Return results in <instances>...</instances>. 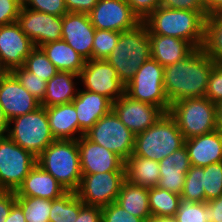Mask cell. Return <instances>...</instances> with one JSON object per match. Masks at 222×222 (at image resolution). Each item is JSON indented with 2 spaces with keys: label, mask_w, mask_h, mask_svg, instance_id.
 <instances>
[{
  "label": "cell",
  "mask_w": 222,
  "mask_h": 222,
  "mask_svg": "<svg viewBox=\"0 0 222 222\" xmlns=\"http://www.w3.org/2000/svg\"><path fill=\"white\" fill-rule=\"evenodd\" d=\"M121 32L96 29L92 46V59L106 60L117 46Z\"/></svg>",
  "instance_id": "d590c367"
},
{
  "label": "cell",
  "mask_w": 222,
  "mask_h": 222,
  "mask_svg": "<svg viewBox=\"0 0 222 222\" xmlns=\"http://www.w3.org/2000/svg\"><path fill=\"white\" fill-rule=\"evenodd\" d=\"M55 140H78V119L73 103L46 107Z\"/></svg>",
  "instance_id": "484cf974"
},
{
  "label": "cell",
  "mask_w": 222,
  "mask_h": 222,
  "mask_svg": "<svg viewBox=\"0 0 222 222\" xmlns=\"http://www.w3.org/2000/svg\"><path fill=\"white\" fill-rule=\"evenodd\" d=\"M125 177L133 185L155 187L160 179L159 161L131 155L125 161Z\"/></svg>",
  "instance_id": "83f0119b"
},
{
  "label": "cell",
  "mask_w": 222,
  "mask_h": 222,
  "mask_svg": "<svg viewBox=\"0 0 222 222\" xmlns=\"http://www.w3.org/2000/svg\"><path fill=\"white\" fill-rule=\"evenodd\" d=\"M37 157L24 150L6 134L0 135V184L16 191L36 165Z\"/></svg>",
  "instance_id": "30bf717a"
},
{
  "label": "cell",
  "mask_w": 222,
  "mask_h": 222,
  "mask_svg": "<svg viewBox=\"0 0 222 222\" xmlns=\"http://www.w3.org/2000/svg\"><path fill=\"white\" fill-rule=\"evenodd\" d=\"M34 48L33 41L22 31L18 22L0 26V57L9 72L22 67Z\"/></svg>",
  "instance_id": "e0dca14e"
},
{
  "label": "cell",
  "mask_w": 222,
  "mask_h": 222,
  "mask_svg": "<svg viewBox=\"0 0 222 222\" xmlns=\"http://www.w3.org/2000/svg\"><path fill=\"white\" fill-rule=\"evenodd\" d=\"M6 135L35 157H38L55 140L44 106L8 121Z\"/></svg>",
  "instance_id": "8992f818"
},
{
  "label": "cell",
  "mask_w": 222,
  "mask_h": 222,
  "mask_svg": "<svg viewBox=\"0 0 222 222\" xmlns=\"http://www.w3.org/2000/svg\"><path fill=\"white\" fill-rule=\"evenodd\" d=\"M95 31L89 14L67 12L63 15L62 40L68 43L85 60L92 59Z\"/></svg>",
  "instance_id": "d6986e66"
},
{
  "label": "cell",
  "mask_w": 222,
  "mask_h": 222,
  "mask_svg": "<svg viewBox=\"0 0 222 222\" xmlns=\"http://www.w3.org/2000/svg\"><path fill=\"white\" fill-rule=\"evenodd\" d=\"M181 199L190 202H205L203 167L190 166L185 176Z\"/></svg>",
  "instance_id": "e575fe53"
},
{
  "label": "cell",
  "mask_w": 222,
  "mask_h": 222,
  "mask_svg": "<svg viewBox=\"0 0 222 222\" xmlns=\"http://www.w3.org/2000/svg\"><path fill=\"white\" fill-rule=\"evenodd\" d=\"M11 73L16 77L19 83L40 103L45 97L46 81L44 78H38L33 73L26 70L23 66L14 68Z\"/></svg>",
  "instance_id": "74e56055"
},
{
  "label": "cell",
  "mask_w": 222,
  "mask_h": 222,
  "mask_svg": "<svg viewBox=\"0 0 222 222\" xmlns=\"http://www.w3.org/2000/svg\"><path fill=\"white\" fill-rule=\"evenodd\" d=\"M190 166L188 152L184 145L159 162L160 179L157 187L181 195Z\"/></svg>",
  "instance_id": "7402d4cb"
},
{
  "label": "cell",
  "mask_w": 222,
  "mask_h": 222,
  "mask_svg": "<svg viewBox=\"0 0 222 222\" xmlns=\"http://www.w3.org/2000/svg\"><path fill=\"white\" fill-rule=\"evenodd\" d=\"M23 5L34 11L56 16H63L68 12L64 0H26Z\"/></svg>",
  "instance_id": "ab89813d"
},
{
  "label": "cell",
  "mask_w": 222,
  "mask_h": 222,
  "mask_svg": "<svg viewBox=\"0 0 222 222\" xmlns=\"http://www.w3.org/2000/svg\"><path fill=\"white\" fill-rule=\"evenodd\" d=\"M16 203L15 191H6L0 196V222H6L12 206Z\"/></svg>",
  "instance_id": "681fc988"
},
{
  "label": "cell",
  "mask_w": 222,
  "mask_h": 222,
  "mask_svg": "<svg viewBox=\"0 0 222 222\" xmlns=\"http://www.w3.org/2000/svg\"><path fill=\"white\" fill-rule=\"evenodd\" d=\"M215 63L202 48H195L183 60L164 67V90L169 103L205 97Z\"/></svg>",
  "instance_id": "6da1fadb"
},
{
  "label": "cell",
  "mask_w": 222,
  "mask_h": 222,
  "mask_svg": "<svg viewBox=\"0 0 222 222\" xmlns=\"http://www.w3.org/2000/svg\"><path fill=\"white\" fill-rule=\"evenodd\" d=\"M36 164L51 174L67 191H76L82 172L78 140H54L38 157Z\"/></svg>",
  "instance_id": "277c9868"
},
{
  "label": "cell",
  "mask_w": 222,
  "mask_h": 222,
  "mask_svg": "<svg viewBox=\"0 0 222 222\" xmlns=\"http://www.w3.org/2000/svg\"><path fill=\"white\" fill-rule=\"evenodd\" d=\"M164 67L155 59H148L125 86V94L132 99L160 107L165 113L170 103L164 90Z\"/></svg>",
  "instance_id": "ba28073f"
},
{
  "label": "cell",
  "mask_w": 222,
  "mask_h": 222,
  "mask_svg": "<svg viewBox=\"0 0 222 222\" xmlns=\"http://www.w3.org/2000/svg\"><path fill=\"white\" fill-rule=\"evenodd\" d=\"M80 88L107 97L112 103L125 94L114 67L106 60H86L79 73Z\"/></svg>",
  "instance_id": "7c38bea8"
},
{
  "label": "cell",
  "mask_w": 222,
  "mask_h": 222,
  "mask_svg": "<svg viewBox=\"0 0 222 222\" xmlns=\"http://www.w3.org/2000/svg\"><path fill=\"white\" fill-rule=\"evenodd\" d=\"M80 88L79 75L58 71L46 83L45 97L41 106L49 107L71 103Z\"/></svg>",
  "instance_id": "d4e9b609"
},
{
  "label": "cell",
  "mask_w": 222,
  "mask_h": 222,
  "mask_svg": "<svg viewBox=\"0 0 222 222\" xmlns=\"http://www.w3.org/2000/svg\"><path fill=\"white\" fill-rule=\"evenodd\" d=\"M80 211V199L74 191H68L58 199L52 200L50 222H75Z\"/></svg>",
  "instance_id": "1f68e13d"
},
{
  "label": "cell",
  "mask_w": 222,
  "mask_h": 222,
  "mask_svg": "<svg viewBox=\"0 0 222 222\" xmlns=\"http://www.w3.org/2000/svg\"><path fill=\"white\" fill-rule=\"evenodd\" d=\"M174 218L176 222H208L205 202H190L181 199Z\"/></svg>",
  "instance_id": "f35d334b"
},
{
  "label": "cell",
  "mask_w": 222,
  "mask_h": 222,
  "mask_svg": "<svg viewBox=\"0 0 222 222\" xmlns=\"http://www.w3.org/2000/svg\"><path fill=\"white\" fill-rule=\"evenodd\" d=\"M205 211L208 214V222H222V195L205 202Z\"/></svg>",
  "instance_id": "c3c4849f"
},
{
  "label": "cell",
  "mask_w": 222,
  "mask_h": 222,
  "mask_svg": "<svg viewBox=\"0 0 222 222\" xmlns=\"http://www.w3.org/2000/svg\"><path fill=\"white\" fill-rule=\"evenodd\" d=\"M40 48L58 71L79 75L84 67L86 60L62 39L43 44Z\"/></svg>",
  "instance_id": "4316f807"
},
{
  "label": "cell",
  "mask_w": 222,
  "mask_h": 222,
  "mask_svg": "<svg viewBox=\"0 0 222 222\" xmlns=\"http://www.w3.org/2000/svg\"><path fill=\"white\" fill-rule=\"evenodd\" d=\"M147 222H176L174 217H151Z\"/></svg>",
  "instance_id": "11a10c76"
},
{
  "label": "cell",
  "mask_w": 222,
  "mask_h": 222,
  "mask_svg": "<svg viewBox=\"0 0 222 222\" xmlns=\"http://www.w3.org/2000/svg\"><path fill=\"white\" fill-rule=\"evenodd\" d=\"M21 6L18 0H0V26L17 22Z\"/></svg>",
  "instance_id": "7bdbcfd3"
},
{
  "label": "cell",
  "mask_w": 222,
  "mask_h": 222,
  "mask_svg": "<svg viewBox=\"0 0 222 222\" xmlns=\"http://www.w3.org/2000/svg\"><path fill=\"white\" fill-rule=\"evenodd\" d=\"M68 191L51 174L36 164L15 191L16 197L58 199Z\"/></svg>",
  "instance_id": "44dd1931"
},
{
  "label": "cell",
  "mask_w": 222,
  "mask_h": 222,
  "mask_svg": "<svg viewBox=\"0 0 222 222\" xmlns=\"http://www.w3.org/2000/svg\"><path fill=\"white\" fill-rule=\"evenodd\" d=\"M0 105L8 121L41 106L11 72L0 80Z\"/></svg>",
  "instance_id": "ac0fdd59"
},
{
  "label": "cell",
  "mask_w": 222,
  "mask_h": 222,
  "mask_svg": "<svg viewBox=\"0 0 222 222\" xmlns=\"http://www.w3.org/2000/svg\"><path fill=\"white\" fill-rule=\"evenodd\" d=\"M23 67L38 78H44L47 82L57 72V68L47 58L40 47H35L25 59Z\"/></svg>",
  "instance_id": "836d02e7"
},
{
  "label": "cell",
  "mask_w": 222,
  "mask_h": 222,
  "mask_svg": "<svg viewBox=\"0 0 222 222\" xmlns=\"http://www.w3.org/2000/svg\"><path fill=\"white\" fill-rule=\"evenodd\" d=\"M216 130L222 134V101L216 104Z\"/></svg>",
  "instance_id": "f5cc1de1"
},
{
  "label": "cell",
  "mask_w": 222,
  "mask_h": 222,
  "mask_svg": "<svg viewBox=\"0 0 222 222\" xmlns=\"http://www.w3.org/2000/svg\"><path fill=\"white\" fill-rule=\"evenodd\" d=\"M125 211L147 222L152 216L149 209L148 188L125 180L115 201Z\"/></svg>",
  "instance_id": "f1b7e54d"
},
{
  "label": "cell",
  "mask_w": 222,
  "mask_h": 222,
  "mask_svg": "<svg viewBox=\"0 0 222 222\" xmlns=\"http://www.w3.org/2000/svg\"><path fill=\"white\" fill-rule=\"evenodd\" d=\"M17 22L35 47L62 39L63 16L34 11L22 4Z\"/></svg>",
  "instance_id": "5bb4252c"
},
{
  "label": "cell",
  "mask_w": 222,
  "mask_h": 222,
  "mask_svg": "<svg viewBox=\"0 0 222 222\" xmlns=\"http://www.w3.org/2000/svg\"><path fill=\"white\" fill-rule=\"evenodd\" d=\"M68 12L89 14L98 0H64Z\"/></svg>",
  "instance_id": "7dc6e473"
},
{
  "label": "cell",
  "mask_w": 222,
  "mask_h": 222,
  "mask_svg": "<svg viewBox=\"0 0 222 222\" xmlns=\"http://www.w3.org/2000/svg\"><path fill=\"white\" fill-rule=\"evenodd\" d=\"M207 15L222 12V0H201Z\"/></svg>",
  "instance_id": "816d5d0a"
},
{
  "label": "cell",
  "mask_w": 222,
  "mask_h": 222,
  "mask_svg": "<svg viewBox=\"0 0 222 222\" xmlns=\"http://www.w3.org/2000/svg\"><path fill=\"white\" fill-rule=\"evenodd\" d=\"M190 164L205 167L222 162V134L217 130L185 140Z\"/></svg>",
  "instance_id": "603a6c76"
},
{
  "label": "cell",
  "mask_w": 222,
  "mask_h": 222,
  "mask_svg": "<svg viewBox=\"0 0 222 222\" xmlns=\"http://www.w3.org/2000/svg\"><path fill=\"white\" fill-rule=\"evenodd\" d=\"M89 17L95 29L116 32L131 30L142 22L125 0H98Z\"/></svg>",
  "instance_id": "4fadbf2b"
},
{
  "label": "cell",
  "mask_w": 222,
  "mask_h": 222,
  "mask_svg": "<svg viewBox=\"0 0 222 222\" xmlns=\"http://www.w3.org/2000/svg\"><path fill=\"white\" fill-rule=\"evenodd\" d=\"M174 118L185 140L216 130V104L207 97L186 98L170 104Z\"/></svg>",
  "instance_id": "52a82bcc"
},
{
  "label": "cell",
  "mask_w": 222,
  "mask_h": 222,
  "mask_svg": "<svg viewBox=\"0 0 222 222\" xmlns=\"http://www.w3.org/2000/svg\"><path fill=\"white\" fill-rule=\"evenodd\" d=\"M148 198L152 217H175L181 195L155 186L148 188Z\"/></svg>",
  "instance_id": "4dcf8cb0"
},
{
  "label": "cell",
  "mask_w": 222,
  "mask_h": 222,
  "mask_svg": "<svg viewBox=\"0 0 222 222\" xmlns=\"http://www.w3.org/2000/svg\"><path fill=\"white\" fill-rule=\"evenodd\" d=\"M132 11L143 21L151 12L160 6L161 0H125Z\"/></svg>",
  "instance_id": "ee69618b"
},
{
  "label": "cell",
  "mask_w": 222,
  "mask_h": 222,
  "mask_svg": "<svg viewBox=\"0 0 222 222\" xmlns=\"http://www.w3.org/2000/svg\"><path fill=\"white\" fill-rule=\"evenodd\" d=\"M72 103L77 113L78 139L112 110V102L107 97L81 88Z\"/></svg>",
  "instance_id": "ffe728a7"
},
{
  "label": "cell",
  "mask_w": 222,
  "mask_h": 222,
  "mask_svg": "<svg viewBox=\"0 0 222 222\" xmlns=\"http://www.w3.org/2000/svg\"><path fill=\"white\" fill-rule=\"evenodd\" d=\"M9 73L8 69L4 66L0 57V80Z\"/></svg>",
  "instance_id": "9f6ffc18"
},
{
  "label": "cell",
  "mask_w": 222,
  "mask_h": 222,
  "mask_svg": "<svg viewBox=\"0 0 222 222\" xmlns=\"http://www.w3.org/2000/svg\"><path fill=\"white\" fill-rule=\"evenodd\" d=\"M26 222H50L52 200L38 197H16Z\"/></svg>",
  "instance_id": "d6a6232c"
},
{
  "label": "cell",
  "mask_w": 222,
  "mask_h": 222,
  "mask_svg": "<svg viewBox=\"0 0 222 222\" xmlns=\"http://www.w3.org/2000/svg\"><path fill=\"white\" fill-rule=\"evenodd\" d=\"M185 144V138L176 121L168 113L144 132L135 135L132 155L161 161Z\"/></svg>",
  "instance_id": "5b68a950"
},
{
  "label": "cell",
  "mask_w": 222,
  "mask_h": 222,
  "mask_svg": "<svg viewBox=\"0 0 222 222\" xmlns=\"http://www.w3.org/2000/svg\"><path fill=\"white\" fill-rule=\"evenodd\" d=\"M75 222H102L101 208L85 205L80 200L79 216Z\"/></svg>",
  "instance_id": "bcb514c9"
},
{
  "label": "cell",
  "mask_w": 222,
  "mask_h": 222,
  "mask_svg": "<svg viewBox=\"0 0 222 222\" xmlns=\"http://www.w3.org/2000/svg\"><path fill=\"white\" fill-rule=\"evenodd\" d=\"M125 180V172L86 174L75 192L85 205L103 208L116 201Z\"/></svg>",
  "instance_id": "8fae6325"
},
{
  "label": "cell",
  "mask_w": 222,
  "mask_h": 222,
  "mask_svg": "<svg viewBox=\"0 0 222 222\" xmlns=\"http://www.w3.org/2000/svg\"><path fill=\"white\" fill-rule=\"evenodd\" d=\"M8 128V120L5 117L2 107L0 105V135H5Z\"/></svg>",
  "instance_id": "db71d44e"
},
{
  "label": "cell",
  "mask_w": 222,
  "mask_h": 222,
  "mask_svg": "<svg viewBox=\"0 0 222 222\" xmlns=\"http://www.w3.org/2000/svg\"><path fill=\"white\" fill-rule=\"evenodd\" d=\"M82 175L105 172H125V161L117 154L89 140L78 139Z\"/></svg>",
  "instance_id": "2e32d148"
},
{
  "label": "cell",
  "mask_w": 222,
  "mask_h": 222,
  "mask_svg": "<svg viewBox=\"0 0 222 222\" xmlns=\"http://www.w3.org/2000/svg\"><path fill=\"white\" fill-rule=\"evenodd\" d=\"M20 3L24 4L26 0H18Z\"/></svg>",
  "instance_id": "680465c9"
},
{
  "label": "cell",
  "mask_w": 222,
  "mask_h": 222,
  "mask_svg": "<svg viewBox=\"0 0 222 222\" xmlns=\"http://www.w3.org/2000/svg\"><path fill=\"white\" fill-rule=\"evenodd\" d=\"M102 222H145L125 211L116 202L101 208Z\"/></svg>",
  "instance_id": "60d3db41"
},
{
  "label": "cell",
  "mask_w": 222,
  "mask_h": 222,
  "mask_svg": "<svg viewBox=\"0 0 222 222\" xmlns=\"http://www.w3.org/2000/svg\"><path fill=\"white\" fill-rule=\"evenodd\" d=\"M84 135L124 161L133 154L135 134L120 121L113 110L101 117Z\"/></svg>",
  "instance_id": "9c48e42d"
},
{
  "label": "cell",
  "mask_w": 222,
  "mask_h": 222,
  "mask_svg": "<svg viewBox=\"0 0 222 222\" xmlns=\"http://www.w3.org/2000/svg\"><path fill=\"white\" fill-rule=\"evenodd\" d=\"M206 17L207 12L169 9L159 6L142 22L147 26L149 34L184 39L194 48H202Z\"/></svg>",
  "instance_id": "7a4b0ae2"
},
{
  "label": "cell",
  "mask_w": 222,
  "mask_h": 222,
  "mask_svg": "<svg viewBox=\"0 0 222 222\" xmlns=\"http://www.w3.org/2000/svg\"><path fill=\"white\" fill-rule=\"evenodd\" d=\"M202 50L216 63H222V12L205 18L204 42Z\"/></svg>",
  "instance_id": "f546056e"
},
{
  "label": "cell",
  "mask_w": 222,
  "mask_h": 222,
  "mask_svg": "<svg viewBox=\"0 0 222 222\" xmlns=\"http://www.w3.org/2000/svg\"><path fill=\"white\" fill-rule=\"evenodd\" d=\"M205 97L215 104L222 101V63H215L207 84Z\"/></svg>",
  "instance_id": "b9f144b4"
},
{
  "label": "cell",
  "mask_w": 222,
  "mask_h": 222,
  "mask_svg": "<svg viewBox=\"0 0 222 222\" xmlns=\"http://www.w3.org/2000/svg\"><path fill=\"white\" fill-rule=\"evenodd\" d=\"M112 110L135 135L155 124L165 113L160 107L132 99L126 94L112 103Z\"/></svg>",
  "instance_id": "9a60e30c"
},
{
  "label": "cell",
  "mask_w": 222,
  "mask_h": 222,
  "mask_svg": "<svg viewBox=\"0 0 222 222\" xmlns=\"http://www.w3.org/2000/svg\"><path fill=\"white\" fill-rule=\"evenodd\" d=\"M205 202L222 195V162L203 167Z\"/></svg>",
  "instance_id": "8d00e7d4"
},
{
  "label": "cell",
  "mask_w": 222,
  "mask_h": 222,
  "mask_svg": "<svg viewBox=\"0 0 222 222\" xmlns=\"http://www.w3.org/2000/svg\"><path fill=\"white\" fill-rule=\"evenodd\" d=\"M7 190L0 184V196L3 195Z\"/></svg>",
  "instance_id": "6f0895ef"
},
{
  "label": "cell",
  "mask_w": 222,
  "mask_h": 222,
  "mask_svg": "<svg viewBox=\"0 0 222 222\" xmlns=\"http://www.w3.org/2000/svg\"><path fill=\"white\" fill-rule=\"evenodd\" d=\"M6 222H26L23 210L17 203L12 206Z\"/></svg>",
  "instance_id": "f907efd6"
},
{
  "label": "cell",
  "mask_w": 222,
  "mask_h": 222,
  "mask_svg": "<svg viewBox=\"0 0 222 222\" xmlns=\"http://www.w3.org/2000/svg\"><path fill=\"white\" fill-rule=\"evenodd\" d=\"M151 58V43L147 26L141 22L135 28L120 33L117 46L106 58L126 86L134 74Z\"/></svg>",
  "instance_id": "3957f363"
},
{
  "label": "cell",
  "mask_w": 222,
  "mask_h": 222,
  "mask_svg": "<svg viewBox=\"0 0 222 222\" xmlns=\"http://www.w3.org/2000/svg\"><path fill=\"white\" fill-rule=\"evenodd\" d=\"M151 58L163 67L186 58L195 48L186 40L171 36L149 34Z\"/></svg>",
  "instance_id": "cb8c5ba5"
},
{
  "label": "cell",
  "mask_w": 222,
  "mask_h": 222,
  "mask_svg": "<svg viewBox=\"0 0 222 222\" xmlns=\"http://www.w3.org/2000/svg\"><path fill=\"white\" fill-rule=\"evenodd\" d=\"M160 6L169 8V9L207 12L203 8V4L201 0H161Z\"/></svg>",
  "instance_id": "f6af8a7d"
}]
</instances>
